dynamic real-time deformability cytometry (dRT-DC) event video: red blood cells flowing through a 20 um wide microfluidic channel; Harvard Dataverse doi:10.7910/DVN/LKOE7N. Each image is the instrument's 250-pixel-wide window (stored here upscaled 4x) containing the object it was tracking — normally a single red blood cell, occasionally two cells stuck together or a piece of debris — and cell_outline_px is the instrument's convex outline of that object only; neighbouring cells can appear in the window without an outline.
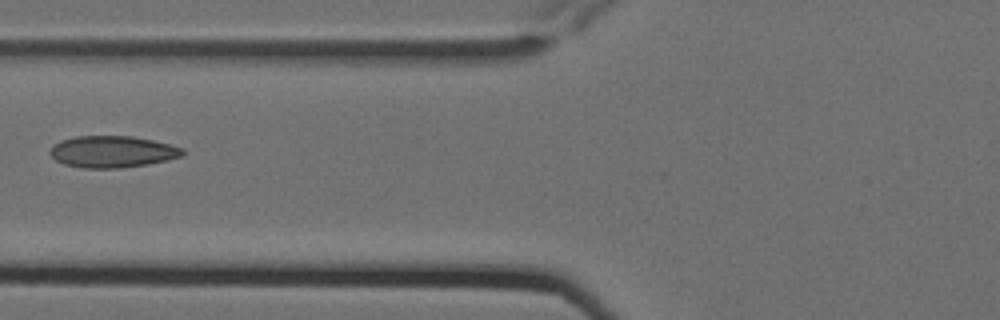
{"species": "Egyptian fruit bat (a non-hibernating species)", "species_latin": "Rousettus aegyptiacus", "temperature_condition": "cold", "stored_images_in_passage": 6, "camera_frame_rate_fps": 3000, "um_per_image_px": 0.085, "animal": {"sex": "female"}, "frame": {"image": 1, "passage_image": 6, "time_ms": 1.667, "image_size_px": [1000, 320], "cell_outline_px": [[184, 156], [168, 160], [148, 164], [120, 168], [80, 168], [64, 164], [56, 160], [48, 152], [52, 144], [60, 140], [76, 136], [132, 136], [152, 140], [184, 148]], "centroid_in_image_um": [9.53, 12.89], "position_along_channel_um": 116.3, "area_um2": 24.68}}